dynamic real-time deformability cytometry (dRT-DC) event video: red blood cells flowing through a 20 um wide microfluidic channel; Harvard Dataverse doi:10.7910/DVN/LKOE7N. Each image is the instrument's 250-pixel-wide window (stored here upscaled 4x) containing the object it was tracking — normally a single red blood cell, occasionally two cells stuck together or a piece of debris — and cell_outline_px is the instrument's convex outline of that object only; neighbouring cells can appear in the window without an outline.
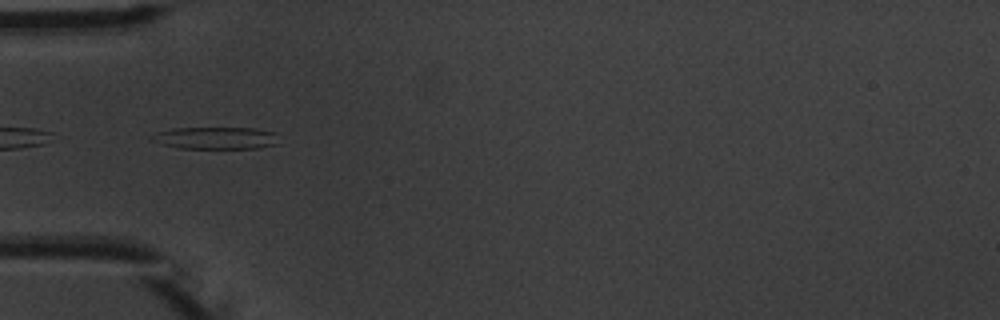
{"species": "common noctule bat (a hibernating species)", "species_latin": "Nyctalus noctula", "temperature_condition": "warm", "stored_images_in_passage": 7, "camera_frame_rate_fps": 3000, "um_per_image_px": 0.085, "animal": {"sex": "male", "body_mass_g": 20.1, "forearm_length_mm": 53.5}, "frame": {"image": 1, "passage_image": 5, "time_ms": 4.667, "image_size_px": [1000, 320], "cell_outline_px": [[280, 144], [260, 148], [180, 148], [164, 144], [152, 140], [148, 136], [156, 132], [172, 128], [252, 128], [276, 132]], "centroid_in_image_um": [18.38, 11.73], "position_along_channel_um": 66.6, "area_um2": 16.53}}
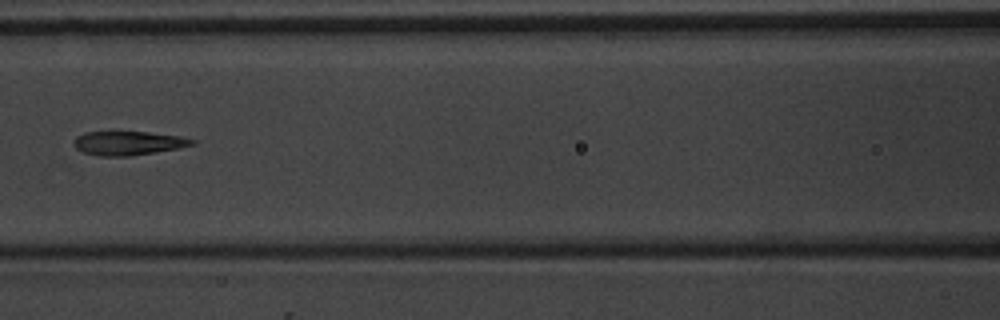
{"frame": {"image": 2, "passage_image": 7, "time_ms": 7.0, "image_size_px": [1000, 320], "cell_outline_px": [[196, 144], [156, 152], [132, 156], [100, 156], [84, 152], [76, 148], [72, 144], [76, 136], [84, 132], [148, 132], [180, 136], [196, 140]], "centroid_in_image_um": [10.89, 12.16], "position_along_channel_um": 155.7, "area_um2": 16.47}}